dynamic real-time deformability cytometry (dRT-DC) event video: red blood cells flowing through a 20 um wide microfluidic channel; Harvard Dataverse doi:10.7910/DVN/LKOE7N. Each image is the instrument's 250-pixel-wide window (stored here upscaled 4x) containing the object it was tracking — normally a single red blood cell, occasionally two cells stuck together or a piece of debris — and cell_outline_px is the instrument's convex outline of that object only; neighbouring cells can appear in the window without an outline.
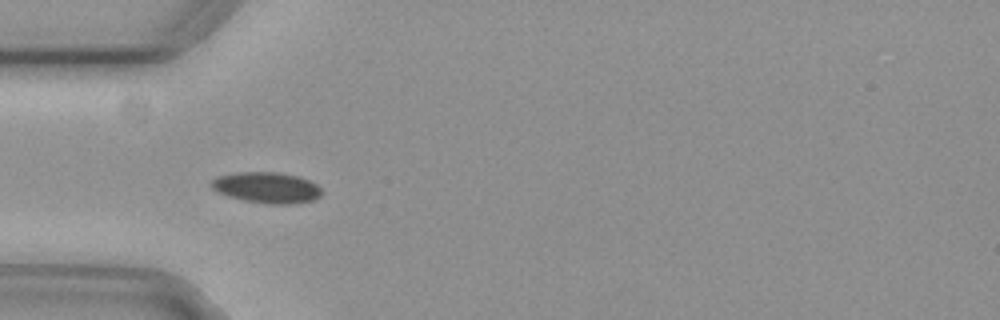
{"species": "common noctule bat (a hibernating species)", "species_latin": "Nyctalus noctula", "temperature_condition": "cold", "stored_images_in_passage": 39, "camera_frame_rate_fps": 3000, "um_per_image_px": 0.085, "animal": {"sex": "female", "body_mass_g": 29.2, "forearm_length_mm": 56.3}, "frame": {"image": 1, "passage_image": 1, "time_ms": 0.0, "image_size_px": [1000, 320], "cell_outline_px": [[324, 192], [320, 196], [312, 200], [292, 204], [264, 204], [244, 200], [228, 196], [216, 192], [208, 184], [216, 176], [236, 172], [276, 172], [300, 176], [316, 184]], "centroid_in_image_um": [22.64, 15.94], "position_along_channel_um": 62.4, "area_um2": 20.17}}
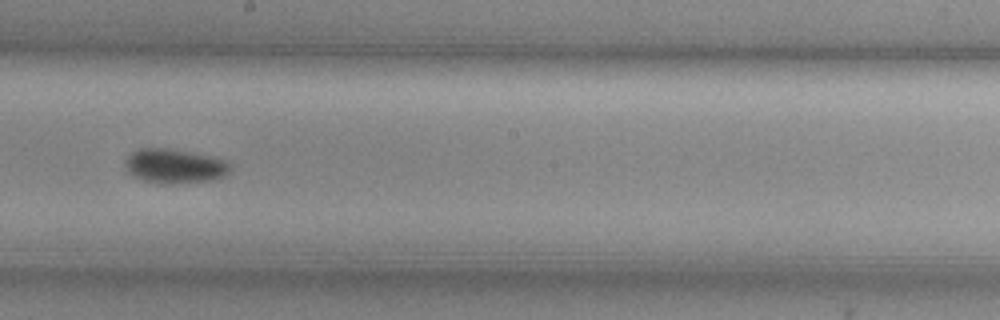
{"frame": {"image": 2, "passage_image": 15, "time_ms": 4.667, "image_size_px": [1000, 320], "cell_outline_px": [[232, 168], [224, 176], [212, 180], [172, 184], [156, 184], [132, 176], [124, 168], [124, 160], [132, 152], [140, 148], [160, 148], [188, 152], [212, 156], [228, 160], [232, 164]], "centroid_in_image_um": [14.84, 14.13], "position_along_channel_um": 233.4, "area_um2": 21.33}}
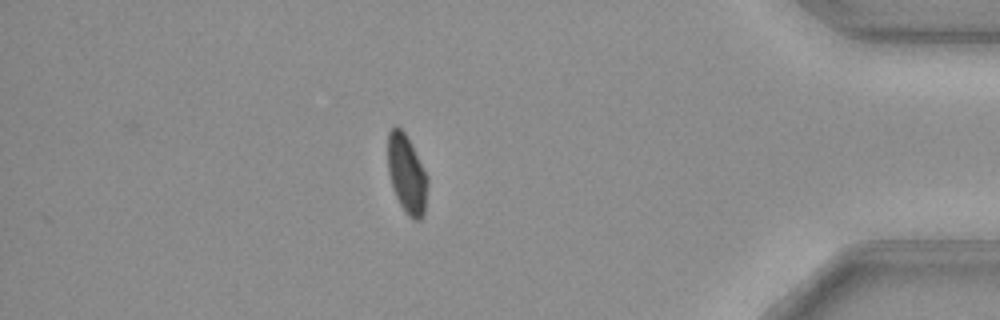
{"frame": {"image": 3, "passage_image": 32, "time_ms": 10.333, "image_size_px": [1000, 320], "cell_outline_px": [[428, 184], [424, 216], [420, 220], [412, 220], [404, 212], [392, 188], [388, 172], [388, 132], [396, 124], [404, 132], [428, 176]], "centroid_in_image_um": [34.58, 14.85], "position_along_channel_um": 400.6, "area_um2": 18.32}, "authors_computed_cell_mechanics": {"area_um2": 19.4208, "velocity_mm_per_s": 3.7009, "shape_relaxation_time_tau1_ms": 4.0713, "shape_relaxation_time_tau2_ms": null, "deformation_change_tau1": 0.0774, "deformation_change_tau2": null}}